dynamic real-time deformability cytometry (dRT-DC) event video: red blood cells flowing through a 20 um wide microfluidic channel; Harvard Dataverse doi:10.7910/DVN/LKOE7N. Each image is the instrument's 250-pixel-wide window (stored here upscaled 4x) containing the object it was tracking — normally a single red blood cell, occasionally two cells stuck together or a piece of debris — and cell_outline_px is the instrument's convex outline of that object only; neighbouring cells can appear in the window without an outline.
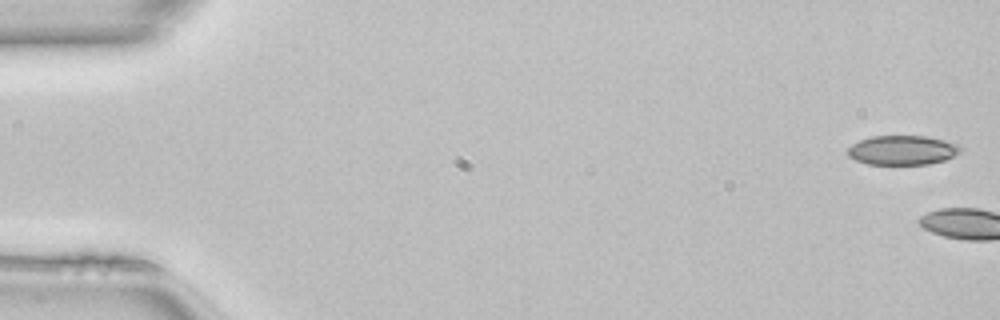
{"species": "common noctule bat (a hibernating species)", "species_latin": "Nyctalus noctula", "temperature_condition": "room temperature", "stored_images_in_passage": 4, "camera_frame_rate_fps": 3000, "um_per_image_px": 0.085, "animal": {"sex": "female", "body_mass_g": 22.7, "forearm_length_mm": 54.2}, "frame": {"image": 1, "passage_image": 1, "time_ms": 0.0, "image_size_px": [1000, 320], "cell_outline_px": [[960, 152], [944, 160], [928, 164], [868, 164], [856, 160], [848, 156], [848, 148], [852, 144], [860, 140], [872, 136], [924, 136], [944, 140], [960, 144]], "centroid_in_image_um": [76.7, 12.76], "position_along_channel_um": 8.3, "area_um2": 19.19}}